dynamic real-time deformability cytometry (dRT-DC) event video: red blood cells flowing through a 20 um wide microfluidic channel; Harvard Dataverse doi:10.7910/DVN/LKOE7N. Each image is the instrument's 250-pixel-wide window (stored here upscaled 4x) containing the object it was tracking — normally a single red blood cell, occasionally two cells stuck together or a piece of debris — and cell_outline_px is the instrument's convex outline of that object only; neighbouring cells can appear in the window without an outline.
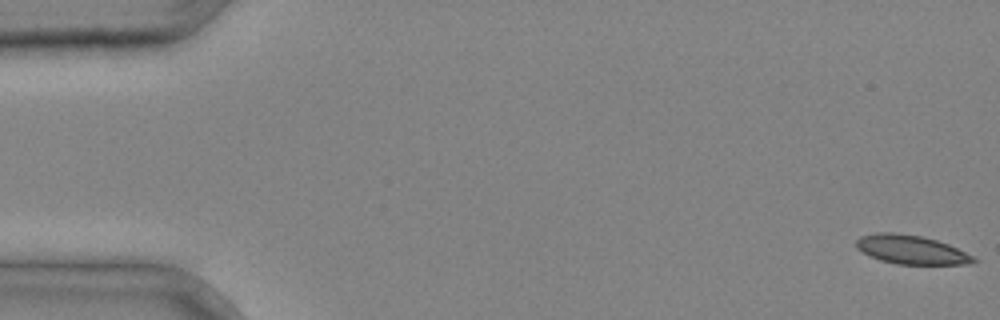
{"species": "common noctule bat (a hibernating species)", "species_latin": "Nyctalus noctula", "temperature_condition": "cold", "stored_images_in_passage": 3, "camera_frame_rate_fps": 3000, "um_per_image_px": 0.085, "animal": {"sex": "male", "body_mass_g": 20.4}, "frame": {"image": 1, "passage_image": 1, "time_ms": 0.0, "image_size_px": [1000, 320], "cell_outline_px": [[980, 260], [972, 264], [896, 264], [880, 260], [856, 248], [856, 240], [860, 236], [876, 232], [892, 232], [920, 236], [936, 240], [948, 244]], "centroid_in_image_um": [77.45, 21.22], "position_along_channel_um": 7.6, "area_um2": 19.59}}
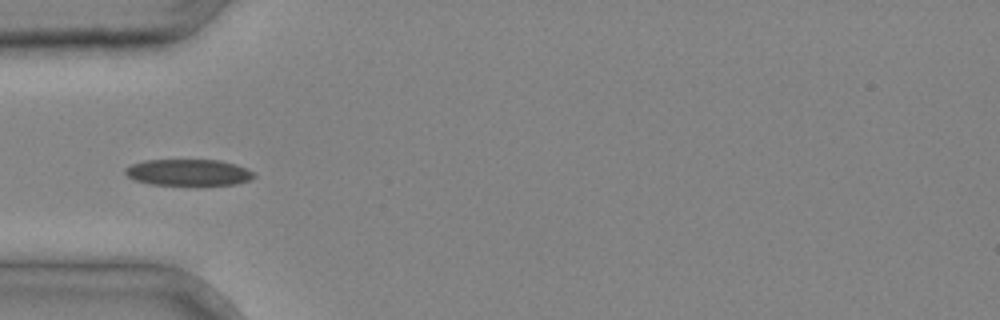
{"frame": {"image": 2, "passage_image": 3, "time_ms": 0.667, "image_size_px": [1000, 320], "cell_outline_px": [[256, 176], [248, 180], [236, 184], [152, 184], [136, 180], [128, 176], [124, 172], [124, 168], [132, 164], [144, 160], [220, 160], [236, 164], [252, 172]], "centroid_in_image_um": [15.99, 14.64], "position_along_channel_um": 69.0, "area_um2": 19.42}}